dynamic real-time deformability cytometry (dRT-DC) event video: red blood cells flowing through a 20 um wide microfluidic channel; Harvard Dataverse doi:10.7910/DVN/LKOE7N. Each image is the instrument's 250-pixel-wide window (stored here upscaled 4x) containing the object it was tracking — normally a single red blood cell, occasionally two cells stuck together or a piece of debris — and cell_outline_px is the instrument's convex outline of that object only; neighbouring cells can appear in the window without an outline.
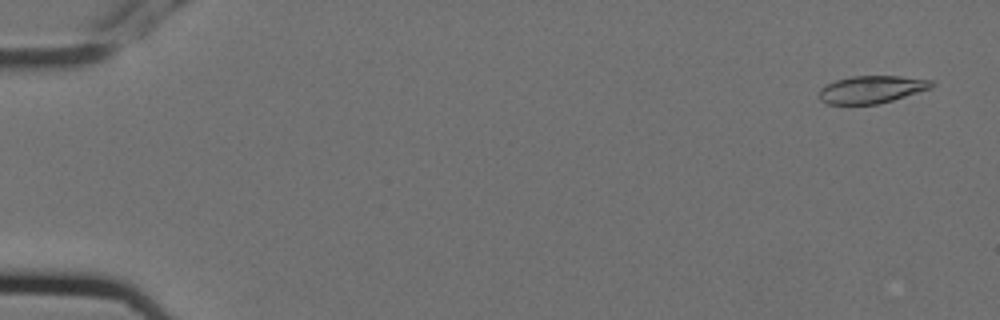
{"species": "Egyptian fruit bat (a non-hibernating species)", "species_latin": "Rousettus aegyptiacus", "temperature_condition": "cold", "stored_images_in_passage": 5, "segment_of_instrument_passage": [2, 2], "camera_frame_rate_fps": 3000, "um_per_image_px": 0.085, "animal": {"sex": "female"}, "frame": {"image": 1, "passage_image": 5, "time_ms": 1.333, "image_size_px": [1000, 320], "cell_outline_px": [[936, 84], [932, 88], [892, 100], [876, 104], [828, 104], [820, 100], [820, 88], [836, 80], [852, 76], [900, 76], [932, 80]], "centroid_in_image_um": [74.12, 7.59], "position_along_channel_um": 10.9, "area_um2": 17.92}}